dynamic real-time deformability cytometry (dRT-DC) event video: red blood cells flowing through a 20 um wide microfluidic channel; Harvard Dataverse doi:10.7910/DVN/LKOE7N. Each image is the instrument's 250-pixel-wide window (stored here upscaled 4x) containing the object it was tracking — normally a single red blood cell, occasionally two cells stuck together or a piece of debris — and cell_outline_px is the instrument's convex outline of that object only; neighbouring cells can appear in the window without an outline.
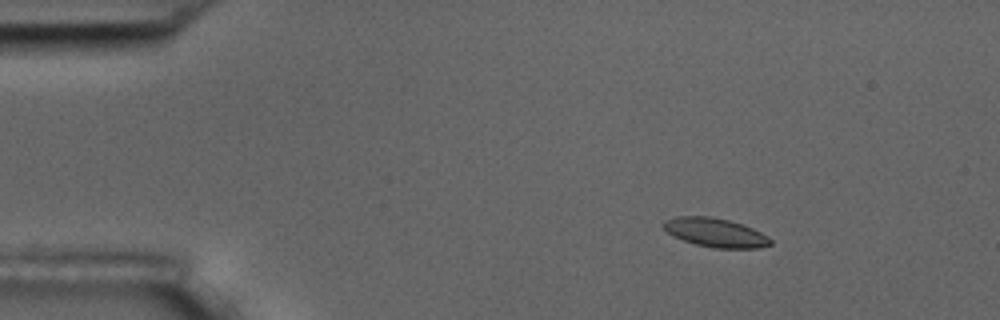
{"species": "common noctule bat (a hibernating species)", "species_latin": "Nyctalus noctula", "temperature_condition": "room temperature", "stored_images_in_passage": 13, "camera_frame_rate_fps": 3000, "um_per_image_px": 0.085, "animal": {"sex": "male", "body_mass_g": 17.5, "forearm_length_mm": 52.3}, "frame": {"image": 1, "passage_image": 3, "time_ms": 2.333, "image_size_px": [1000, 320], "cell_outline_px": [[772, 244], [756, 248], [712, 248], [696, 244], [684, 240], [668, 232], [660, 224], [664, 220], [676, 216], [708, 216], [728, 220], [744, 224], [768, 236], [772, 240]], "centroid_in_image_um": [60.81, 19.76], "position_along_channel_um": 24.2, "area_um2": 17.98}}
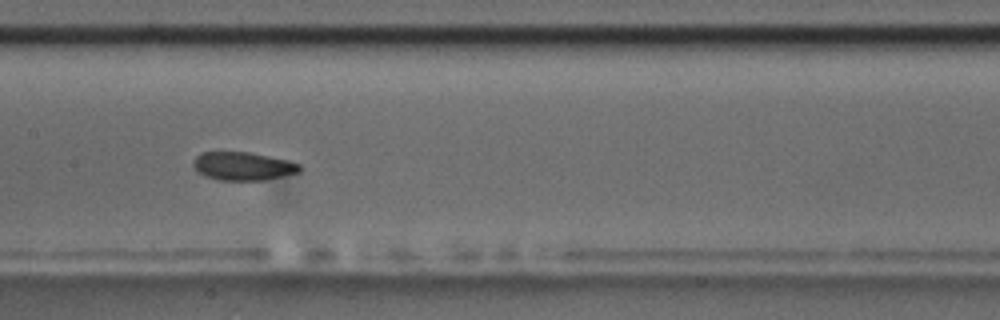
{"frame": {"image": 2, "passage_image": 8, "time_ms": 9.0, "image_size_px": [1000, 320], "cell_outline_px": [[300, 172], [264, 180], [220, 180], [204, 176], [192, 164], [192, 160], [200, 152], [248, 152], [288, 160], [300, 164]], "centroid_in_image_um": [20.64, 14.12], "position_along_channel_um": 186.8, "area_um2": 17.46}}
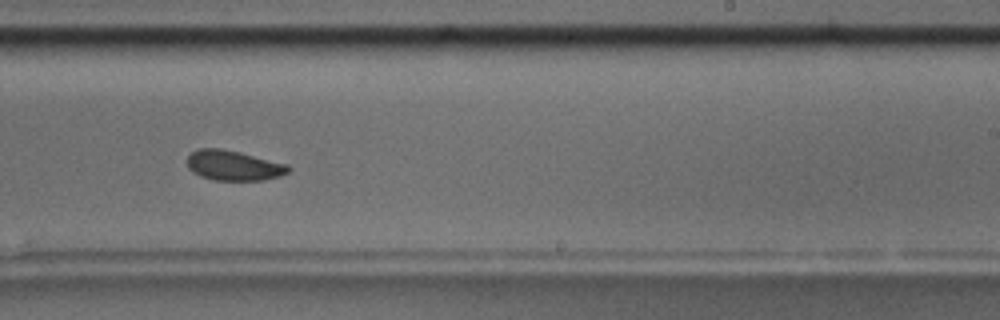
{"frame": {"image": 3, "passage_image": 10, "time_ms": 11.333, "image_size_px": [1000, 320], "cell_outline_px": [[292, 168], [288, 172], [280, 176], [264, 180], [212, 180], [200, 176], [192, 172], [188, 168], [188, 156], [192, 152], [200, 148], [220, 148], [240, 152], [288, 164]], "centroid_in_image_um": [19.87, 14.07], "position_along_channel_um": 269.1, "area_um2": 17.8}, "authors_computed_cell_mechanics": {"area_um2": 17.8024, "velocity_mm_per_s": 3.541, "shape_relaxation_time_tau1_ms": 8.3574, "shape_relaxation_time_tau2_ms": 2.3378, "deformation_change_tau1": 0.1077, "deformation_change_tau2": 0.061}}